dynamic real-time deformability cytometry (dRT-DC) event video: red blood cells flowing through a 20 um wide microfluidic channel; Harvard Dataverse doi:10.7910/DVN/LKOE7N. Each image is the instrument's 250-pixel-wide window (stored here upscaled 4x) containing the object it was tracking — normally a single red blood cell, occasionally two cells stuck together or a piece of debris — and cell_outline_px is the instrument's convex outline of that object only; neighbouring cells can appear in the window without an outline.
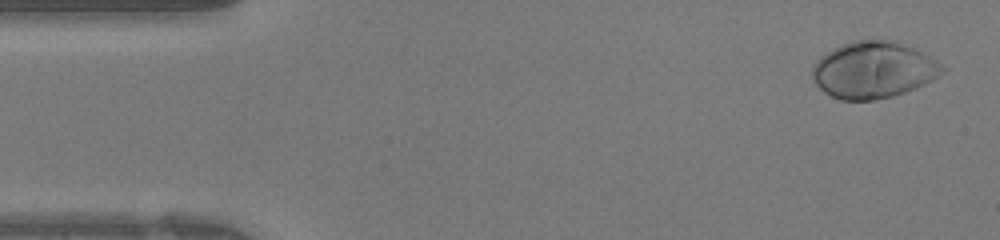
{"species": "human", "species_latin": "Homo sapiens", "temperature_condition": "warm", "stored_images_in_passage": 42, "camera_frame_rate_fps": 3000, "um_per_image_px": 0.085, "donor": {"sex": "female"}, "frame": {"image": 1, "passage_image": 2, "time_ms": 0.333, "image_size_px": [1000, 240], "cell_outline_px": [[948, 68], [940, 76], [916, 88], [892, 96], [872, 100], [840, 100], [824, 92], [812, 80], [812, 64], [820, 56], [852, 40], [880, 36], [904, 44], [936, 60]], "centroid_in_image_um": [74.24, 5.92], "position_along_channel_um": 10.8, "area_um2": 43.41}}
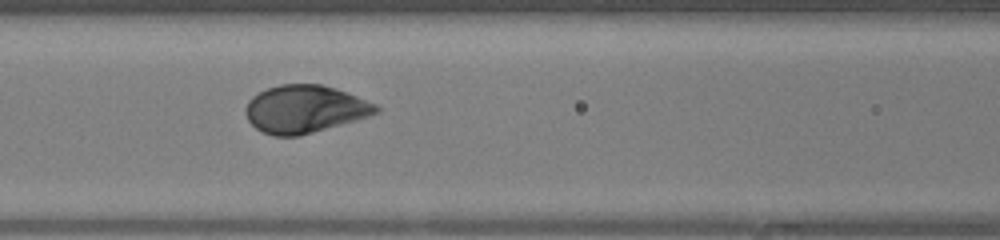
{"frame": {"image": 2, "passage_image": 17, "time_ms": 5.333, "image_size_px": [1000, 240], "cell_outline_px": [[380, 112], [356, 120], [300, 136], [272, 136], [256, 128], [248, 120], [244, 112], [244, 108], [248, 100], [252, 96], [268, 88], [280, 84], [320, 84], [356, 96], [376, 104], [380, 108]], "centroid_in_image_um": [25.87, 9.28], "position_along_channel_um": 140.7, "area_um2": 36.07}}
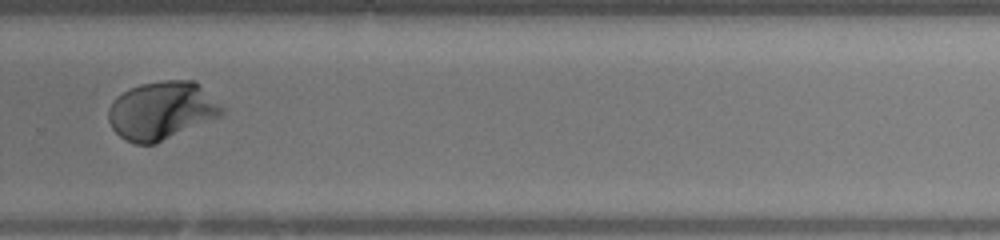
{"frame": {"image": 3, "passage_image": 28, "time_ms": 9.0, "image_size_px": [1000, 240], "cell_outline_px": [[224, 112], [220, 116], [156, 144], [136, 144], [124, 140], [112, 128], [108, 120], [108, 108], [112, 100], [116, 96], [128, 88], [140, 84], [160, 80], [196, 80], [224, 108]], "centroid_in_image_um": [13.71, 9.38], "position_along_channel_um": 316.1, "area_um2": 38.78}}